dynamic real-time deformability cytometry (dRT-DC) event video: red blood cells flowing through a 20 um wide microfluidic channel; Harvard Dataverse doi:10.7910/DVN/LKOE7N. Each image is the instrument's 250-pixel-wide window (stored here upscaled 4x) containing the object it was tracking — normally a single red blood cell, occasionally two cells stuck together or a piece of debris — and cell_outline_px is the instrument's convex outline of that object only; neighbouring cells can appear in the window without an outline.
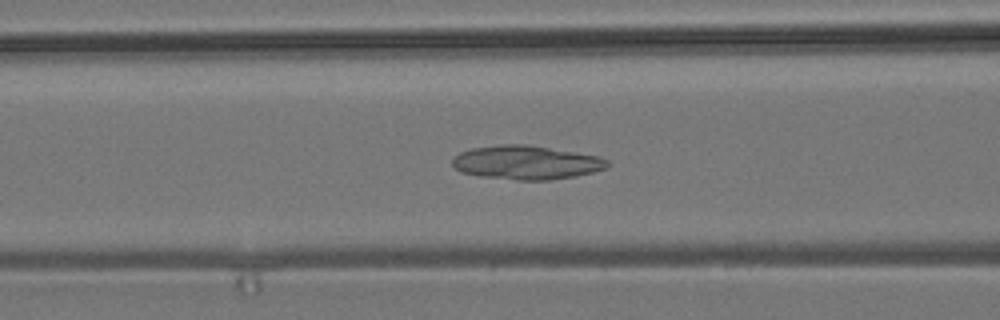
{"species": "common noctule bat (a hibernating species)", "species_latin": "Nyctalus noctula", "temperature_condition": "room temperature", "stored_images_in_passage": 54, "camera_frame_rate_fps": 3000, "um_per_image_px": 0.085, "animal": {"sex": "male", "body_mass_g": 19.2, "forearm_length_mm": 51.8}, "frame": {"image": 1, "passage_image": 21, "time_ms": 6.667, "image_size_px": [1000, 320], "cell_outline_px": [[608, 164], [604, 168], [592, 172], [576, 176], [548, 180], [516, 180], [480, 176], [460, 172], [452, 164], [452, 160], [460, 152], [472, 148], [500, 144], [528, 144], [600, 156], [608, 160]], "centroid_in_image_um": [44.72, 13.81], "position_along_channel_um": 121.9, "area_um2": 30.58}}
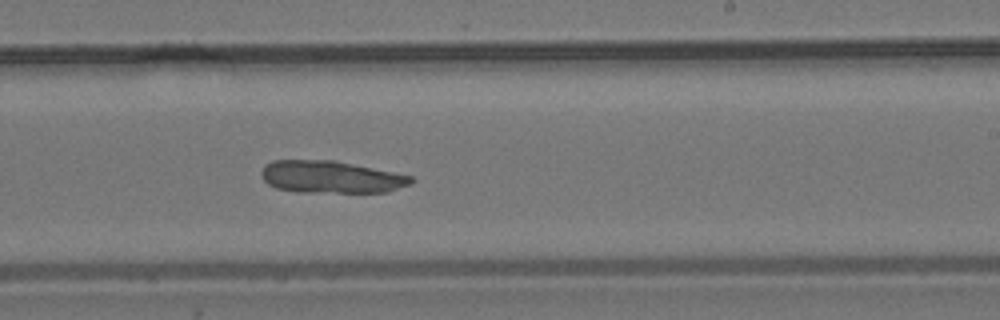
{"frame": {"image": 2, "passage_image": 32, "time_ms": 10.333, "image_size_px": [1000, 320], "cell_outline_px": [[416, 180], [412, 184], [388, 192], [296, 192], [276, 188], [268, 184], [264, 180], [260, 172], [264, 164], [272, 160], [336, 160], [412, 176]], "centroid_in_image_um": [28.13, 15.04], "position_along_channel_um": 260.9, "area_um2": 28.44}}
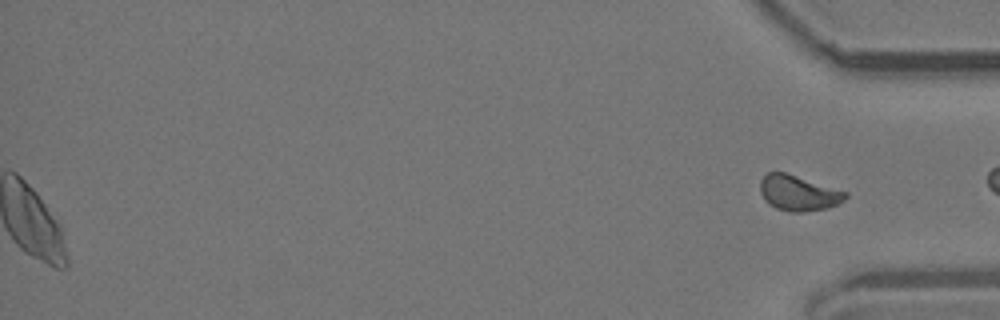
{"frame": {"image": 3, "passage_image": 54, "time_ms": 17.667, "image_size_px": [1000, 320], "cell_outline_px": [[848, 196], [844, 200], [828, 208], [800, 212], [788, 212], [776, 208], [768, 204], [764, 200], [760, 192], [760, 180], [768, 172], [784, 172], [848, 192]], "centroid_in_image_um": [67.84, 16.41], "position_along_channel_um": 367.4, "area_um2": 17.57}}